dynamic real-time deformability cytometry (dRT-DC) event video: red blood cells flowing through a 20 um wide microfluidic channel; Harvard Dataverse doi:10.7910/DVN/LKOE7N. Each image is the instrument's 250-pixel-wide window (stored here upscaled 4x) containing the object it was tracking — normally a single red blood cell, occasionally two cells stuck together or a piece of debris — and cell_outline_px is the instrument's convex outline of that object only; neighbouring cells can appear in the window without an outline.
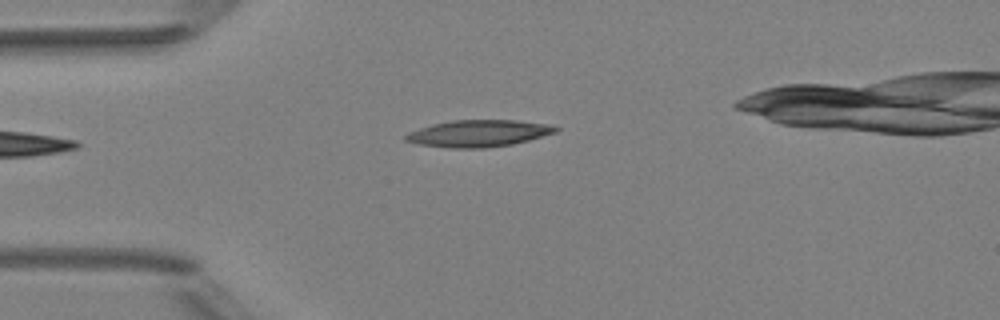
{"species": "Egyptian fruit bat (a non-hibernating species)", "species_latin": "Rousettus aegyptiacus", "temperature_condition": "room temperature", "stored_images_in_passage": 2, "camera_frame_rate_fps": 3000, "um_per_image_px": 0.085, "animal": {"sex": "female"}, "frame": {"image": 1, "passage_image": 1, "time_ms": 0.0, "image_size_px": [1000, 320], "cell_outline_px": [[560, 128], [556, 132], [528, 140], [512, 144], [488, 148], [448, 148], [420, 144], [404, 140], [404, 136], [408, 132], [432, 124], [452, 120], [516, 120], [548, 124]], "centroid_in_image_um": [40.66, 11.34], "position_along_channel_um": 44.3, "area_um2": 23.41}}